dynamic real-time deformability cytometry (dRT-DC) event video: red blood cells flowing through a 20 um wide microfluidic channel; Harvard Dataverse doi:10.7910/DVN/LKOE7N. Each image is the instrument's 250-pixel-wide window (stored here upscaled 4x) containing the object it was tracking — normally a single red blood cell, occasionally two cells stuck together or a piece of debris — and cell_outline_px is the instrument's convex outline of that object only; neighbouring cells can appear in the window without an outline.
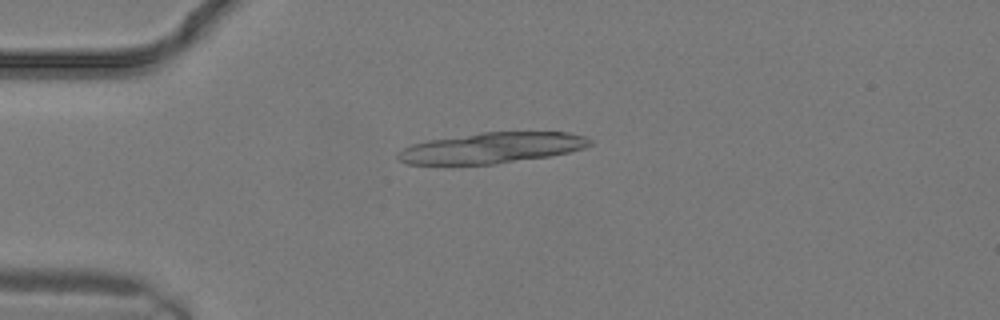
{"species": "common noctule bat (a hibernating species)", "species_latin": "Nyctalus noctula", "temperature_condition": "warm", "stored_images_in_passage": 6, "segment_of_instrument_passage": [1, 2], "camera_frame_rate_fps": 3000, "um_per_image_px": 0.085, "animal": {"sex": "male", "body_mass_g": 19.2, "forearm_length_mm": 51.8}, "frame": {"image": 1, "passage_image": 1, "time_ms": 0.0, "image_size_px": [1000, 320], "cell_outline_px": [[592, 144], [584, 148], [568, 152], [548, 156], [496, 164], [408, 164], [400, 160], [396, 156], [396, 152], [412, 144], [428, 140], [480, 132], [568, 132], [584, 136], [592, 140]], "centroid_in_image_um": [41.8, 12.56], "position_along_channel_um": 43.2, "area_um2": 34.33}}